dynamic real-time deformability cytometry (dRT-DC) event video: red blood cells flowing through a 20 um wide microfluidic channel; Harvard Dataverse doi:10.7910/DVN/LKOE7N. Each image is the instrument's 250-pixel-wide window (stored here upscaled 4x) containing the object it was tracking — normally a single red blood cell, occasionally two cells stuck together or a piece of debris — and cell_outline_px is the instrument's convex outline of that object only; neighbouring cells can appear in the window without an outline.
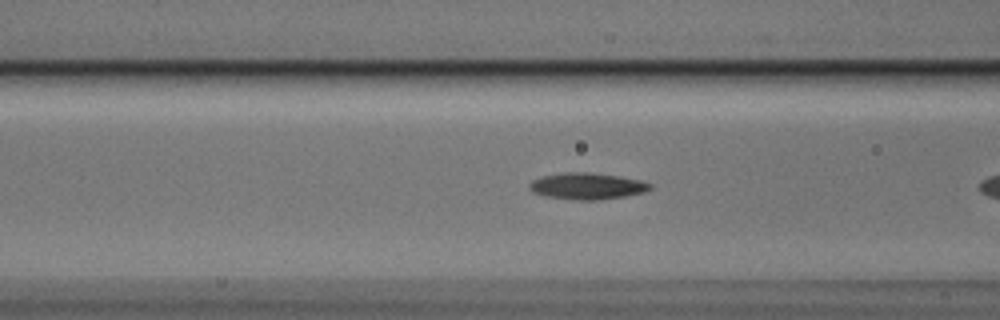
{"species": "Egyptian fruit bat (a non-hibernating species)", "species_latin": "Rousettus aegyptiacus", "temperature_condition": "cold", "stored_images_in_passage": 8, "camera_frame_rate_fps": 3000, "um_per_image_px": 0.085, "animal": {"sex": "male"}, "frame": {"image": 1, "passage_image": 7, "time_ms": 2.0, "image_size_px": [1000, 320], "cell_outline_px": [[652, 188], [644, 192], [624, 196], [596, 200], [580, 200], [548, 196], [532, 192], [528, 188], [528, 184], [532, 180], [544, 176], [560, 172], [588, 172], [616, 176], [640, 180], [652, 184]], "centroid_in_image_um": [49.88, 15.81], "position_along_channel_um": 116.7, "area_um2": 18.44}}